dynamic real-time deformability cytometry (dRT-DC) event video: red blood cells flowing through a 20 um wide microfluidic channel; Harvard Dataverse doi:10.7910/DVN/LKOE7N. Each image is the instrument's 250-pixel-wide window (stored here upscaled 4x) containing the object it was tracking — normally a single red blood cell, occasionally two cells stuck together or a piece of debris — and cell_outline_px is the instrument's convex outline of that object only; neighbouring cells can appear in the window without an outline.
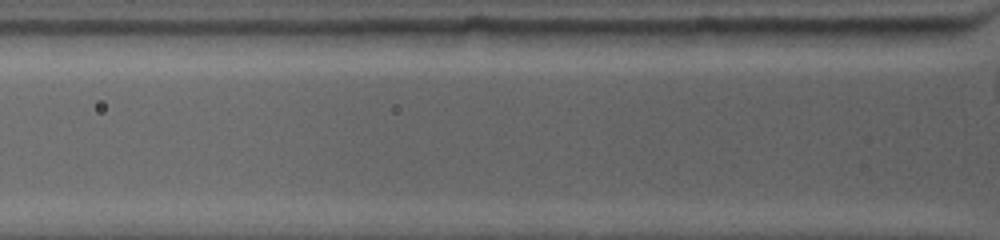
{"species": "common noctule bat (a hibernating species)", "species_latin": "Nyctalus noctula", "temperature_condition": "warm", "stored_images_in_passage": 2, "camera_frame_rate_fps": 4500, "um_per_image_px": 0.085, "animal": {"sex": "female", "body_mass_g": 19.0, "forearm_length_mm": 53.3}, "frame": {"image": 1, "passage_image": 2, "time_ms": 0.444, "image_size_px": [1000, 240], "cell_outline_px": [[848, 44], [744, 44], [736, 32], [740, 28], [848, 28]], "centroid_in_image_um": [67.47, 3.05], "position_along_channel_um": 58.3, "area_um2": 12.54}}